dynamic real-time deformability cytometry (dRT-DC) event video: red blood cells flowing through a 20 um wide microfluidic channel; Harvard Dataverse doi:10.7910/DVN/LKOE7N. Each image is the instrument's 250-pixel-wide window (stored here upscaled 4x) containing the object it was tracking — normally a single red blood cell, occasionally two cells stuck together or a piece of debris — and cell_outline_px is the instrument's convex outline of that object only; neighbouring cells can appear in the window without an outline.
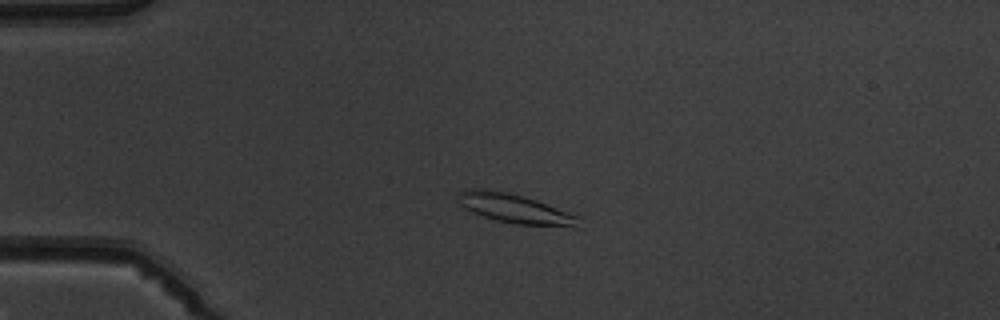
{"species": "common noctule bat (a hibernating species)", "species_latin": "Nyctalus noctula", "temperature_condition": "warm", "stored_images_in_passage": 1, "camera_frame_rate_fps": 3000, "um_per_image_px": 0.085, "animal": {"sex": "male", "body_mass_g": 19.5, "forearm_length_mm": 54.6}, "frame": {"image": 1, "passage_image": 1, "time_ms": 0.0, "image_size_px": [1000, 320], "cell_outline_px": [[584, 228], [572, 228], [516, 224], [496, 220], [472, 212], [464, 208], [460, 204], [460, 192], [468, 188], [484, 188], [524, 196], [536, 200], [580, 216]], "centroid_in_image_um": [43.91, 17.77], "position_along_channel_um": 41.1, "area_um2": 20.92}}